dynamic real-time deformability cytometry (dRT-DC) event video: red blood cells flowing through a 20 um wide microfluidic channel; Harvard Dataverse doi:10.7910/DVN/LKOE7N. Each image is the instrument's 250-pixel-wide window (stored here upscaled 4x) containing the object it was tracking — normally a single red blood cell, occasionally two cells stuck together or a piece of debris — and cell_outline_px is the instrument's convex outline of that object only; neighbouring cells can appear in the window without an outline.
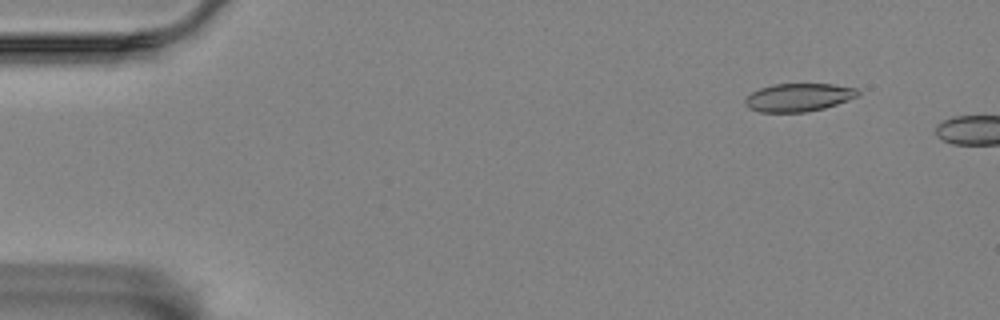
{"species": "Egyptian fruit bat (a non-hibernating species)", "species_latin": "Rousettus aegyptiacus", "temperature_condition": "room temperature", "stored_images_in_passage": 15, "camera_frame_rate_fps": 3000, "um_per_image_px": 0.085, "animal": {"sex": "female"}, "frame": {"image": 1, "passage_image": 6, "time_ms": 1.667, "image_size_px": [1000, 320], "cell_outline_px": [[860, 96], [824, 108], [804, 112], [760, 112], [748, 108], [744, 104], [744, 100], [752, 92], [760, 88], [776, 84], [832, 84], [856, 88], [860, 92]], "centroid_in_image_um": [67.88, 8.28], "position_along_channel_um": 17.1, "area_um2": 18.44}}